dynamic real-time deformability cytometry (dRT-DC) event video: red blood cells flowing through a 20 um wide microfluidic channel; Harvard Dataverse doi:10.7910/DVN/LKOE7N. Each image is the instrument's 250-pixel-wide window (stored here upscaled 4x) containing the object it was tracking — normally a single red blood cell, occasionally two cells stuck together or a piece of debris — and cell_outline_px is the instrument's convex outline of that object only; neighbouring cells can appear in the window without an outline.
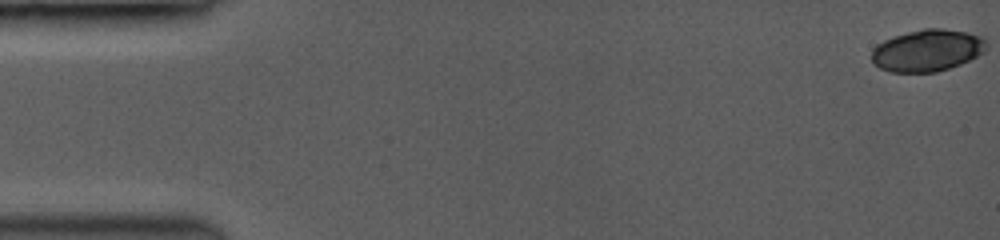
{"species": "common noctule bat (a hibernating species)", "species_latin": "Nyctalus noctula", "temperature_condition": "room temperature", "stored_images_in_passage": 56, "camera_frame_rate_fps": 3500, "um_per_image_px": 0.085, "animal": {"sex": "female", "body_mass_g": 19.0, "forearm_length_mm": 53.3}, "frame": {"image": 1, "passage_image": 1, "time_ms": 0.0, "image_size_px": [1000, 240], "cell_outline_px": [[984, 48], [976, 56], [960, 64], [936, 72], [888, 72], [880, 68], [872, 60], [872, 52], [884, 40], [908, 32], [924, 28], [940, 28], [964, 32], [976, 36], [984, 40]], "centroid_in_image_um": [78.77, 4.3], "position_along_channel_um": 6.2, "area_um2": 27.17}}
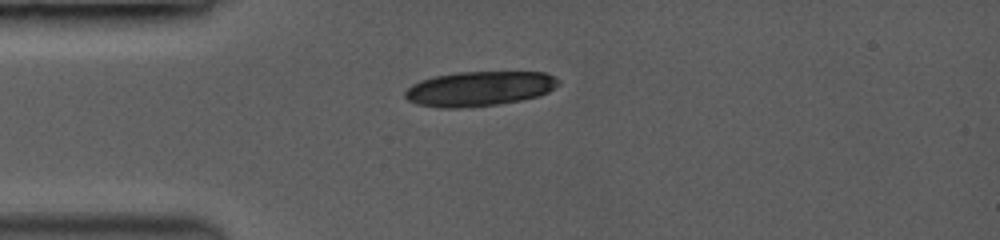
{"frame": {"image": 2, "passage_image": 16, "time_ms": 4.286, "image_size_px": [1000, 240], "cell_outline_px": [[560, 80], [548, 92], [536, 96], [520, 100], [496, 104], [460, 108], [440, 108], [416, 104], [408, 100], [404, 96], [404, 92], [412, 84], [420, 80], [436, 76], [460, 72], [544, 72]], "centroid_in_image_um": [40.68, 7.54], "position_along_channel_um": 44.3, "area_um2": 30.75}}
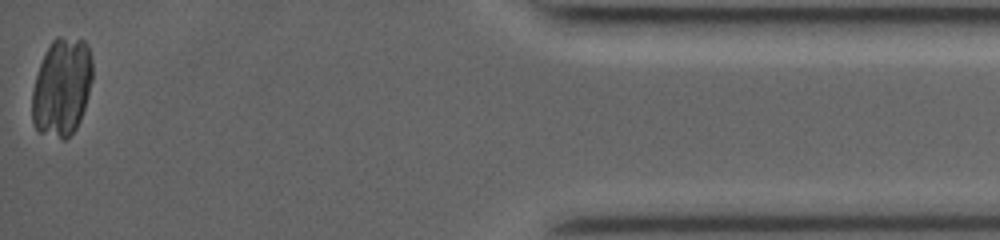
{"frame": {"image": 3, "passage_image": 56, "time_ms": 15.714, "image_size_px": [1000, 240], "cell_outline_px": [[92, 80], [84, 108], [80, 120], [76, 128], [64, 140], [60, 140], [40, 132], [36, 128], [32, 120], [32, 88], [40, 64], [52, 40], [56, 36], [60, 36], [84, 40], [88, 44], [92, 56]], "centroid_in_image_um": [5.26, 7.4], "position_along_channel_um": 429.9, "area_um2": 34.68}}